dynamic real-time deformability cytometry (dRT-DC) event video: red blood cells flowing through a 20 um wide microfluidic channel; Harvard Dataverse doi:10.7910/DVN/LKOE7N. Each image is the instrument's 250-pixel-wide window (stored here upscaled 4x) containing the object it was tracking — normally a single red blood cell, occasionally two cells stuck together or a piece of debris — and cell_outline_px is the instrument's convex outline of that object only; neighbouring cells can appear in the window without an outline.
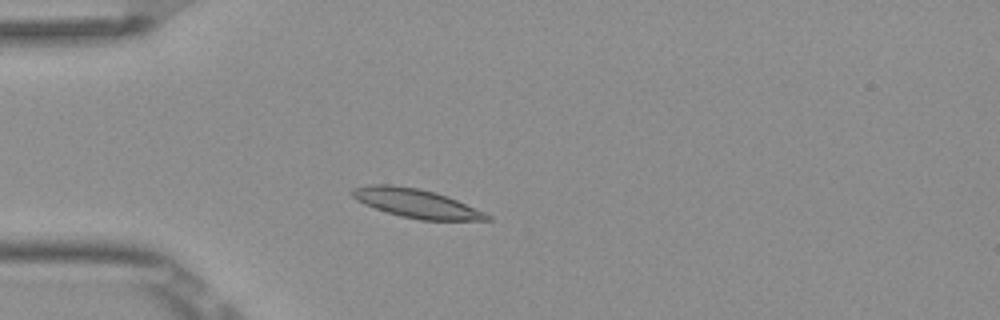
{"species": "Egyptian fruit bat (a non-hibernating species)", "species_latin": "Rousettus aegyptiacus", "temperature_condition": "room temperature", "stored_images_in_passage": 2, "camera_frame_rate_fps": 3000, "um_per_image_px": 0.085, "frame": {"image": 1, "passage_image": 2, "time_ms": 0.333, "image_size_px": [1000, 320], "cell_outline_px": [[492, 220], [420, 220], [400, 216], [364, 204], [356, 200], [348, 192], [352, 188], [372, 184], [388, 184], [420, 188], [436, 192], [448, 196], [484, 212], [492, 216]], "centroid_in_image_um": [35.36, 17.27], "position_along_channel_um": 49.6, "area_um2": 22.72}}